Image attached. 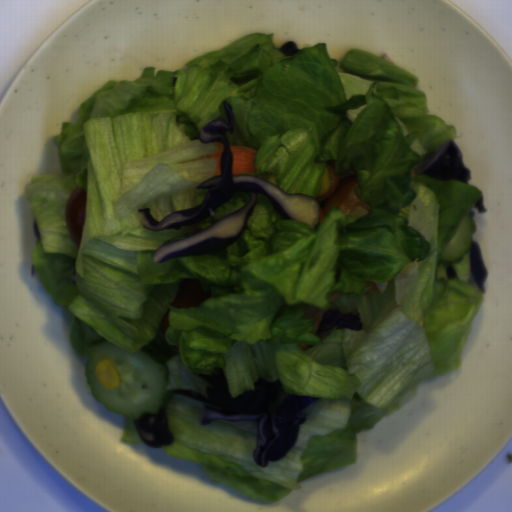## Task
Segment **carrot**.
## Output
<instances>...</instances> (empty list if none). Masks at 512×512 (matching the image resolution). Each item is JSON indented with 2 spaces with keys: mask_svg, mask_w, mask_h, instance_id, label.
<instances>
[{
  "mask_svg": "<svg viewBox=\"0 0 512 512\" xmlns=\"http://www.w3.org/2000/svg\"><path fill=\"white\" fill-rule=\"evenodd\" d=\"M212 296L211 289L205 291L197 278L182 279L173 298L172 308L190 309L201 306Z\"/></svg>",
  "mask_w": 512,
  "mask_h": 512,
  "instance_id": "b8716197",
  "label": "carrot"
},
{
  "mask_svg": "<svg viewBox=\"0 0 512 512\" xmlns=\"http://www.w3.org/2000/svg\"><path fill=\"white\" fill-rule=\"evenodd\" d=\"M230 145V144H229ZM232 153V174L256 173L255 157L258 153L248 146L230 145Z\"/></svg>",
  "mask_w": 512,
  "mask_h": 512,
  "instance_id": "cead05ca",
  "label": "carrot"
},
{
  "mask_svg": "<svg viewBox=\"0 0 512 512\" xmlns=\"http://www.w3.org/2000/svg\"><path fill=\"white\" fill-rule=\"evenodd\" d=\"M212 143H213V145L216 146L217 150L214 153L206 155L207 159H210V158L216 159L215 173L213 174L211 179H213L214 177L219 175L221 172V157H222V151H223V147H224V145L218 141H212Z\"/></svg>",
  "mask_w": 512,
  "mask_h": 512,
  "instance_id": "1c9b5961",
  "label": "carrot"
},
{
  "mask_svg": "<svg viewBox=\"0 0 512 512\" xmlns=\"http://www.w3.org/2000/svg\"><path fill=\"white\" fill-rule=\"evenodd\" d=\"M170 311L171 309L168 308L165 312V314L163 315L162 319L160 320L159 322V327L160 329L162 330L163 334H165V332L167 331L168 327H169V314H170Z\"/></svg>",
  "mask_w": 512,
  "mask_h": 512,
  "instance_id": "07d2c1c8",
  "label": "carrot"
}]
</instances>
